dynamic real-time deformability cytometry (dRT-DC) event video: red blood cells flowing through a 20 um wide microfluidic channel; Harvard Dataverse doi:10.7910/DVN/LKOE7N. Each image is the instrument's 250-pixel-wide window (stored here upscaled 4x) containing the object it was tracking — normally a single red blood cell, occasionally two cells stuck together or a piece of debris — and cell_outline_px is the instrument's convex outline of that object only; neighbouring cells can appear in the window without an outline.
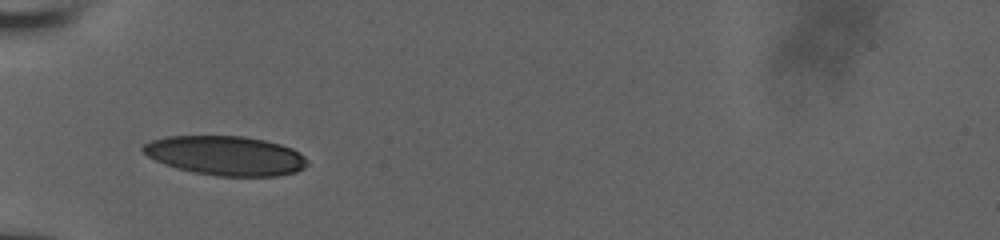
{"species": "human", "species_latin": "Homo sapiens", "temperature_condition": "room temperature", "stored_images_in_passage": 6, "camera_frame_rate_fps": 3000, "um_per_image_px": 0.085, "donor": {"sex": "male"}, "frame": {"image": 1, "passage_image": 1, "time_ms": 0.0, "image_size_px": [1000, 240], "cell_outline_px": [[308, 164], [304, 168], [296, 172], [276, 176], [216, 176], [176, 168], [164, 164], [148, 156], [140, 148], [144, 144], [152, 140], [168, 136], [244, 136], [264, 140], [280, 144], [292, 148], [304, 156]], "centroid_in_image_um": [19.19, 13.23], "position_along_channel_um": 65.8, "area_um2": 37.57}}
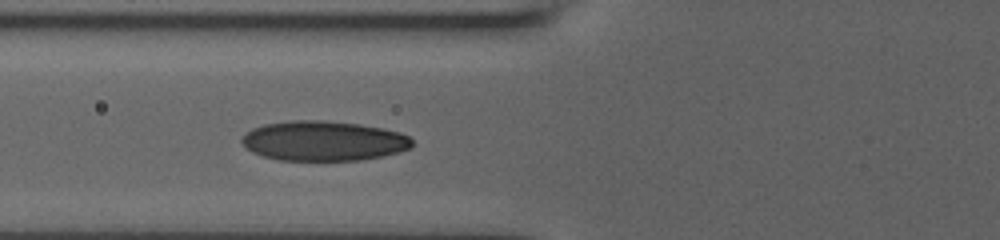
{"frame": {"image": 2, "passage_image": 6, "time_ms": 1.0, "image_size_px": [1000, 240], "cell_outline_px": [[412, 148], [400, 152], [384, 156], [364, 160], [276, 160], [252, 152], [244, 148], [240, 140], [244, 132], [252, 128], [264, 124], [292, 120], [324, 120], [360, 124], [384, 128], [400, 132], [408, 136], [412, 140]], "centroid_in_image_um": [27.49, 11.97], "position_along_channel_um": 98.3, "area_um2": 40.11}}